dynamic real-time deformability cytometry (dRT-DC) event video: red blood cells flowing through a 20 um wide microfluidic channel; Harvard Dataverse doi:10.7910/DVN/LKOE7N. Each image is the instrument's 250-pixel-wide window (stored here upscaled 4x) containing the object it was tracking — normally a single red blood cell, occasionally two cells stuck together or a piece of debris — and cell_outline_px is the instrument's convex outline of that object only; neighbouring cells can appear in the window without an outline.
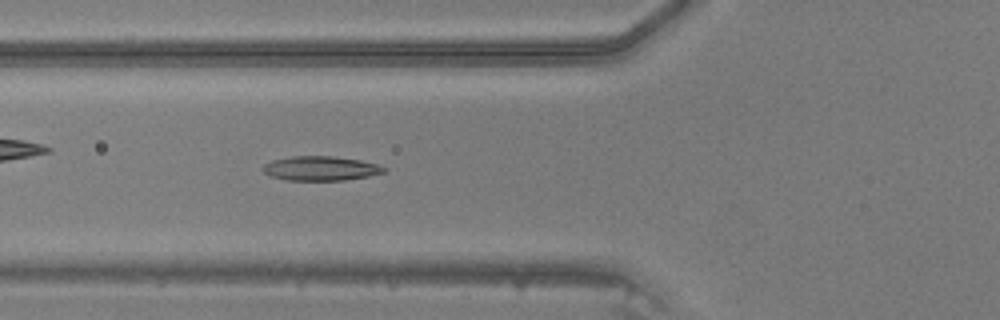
{"species": "common noctule bat (a hibernating species)", "species_latin": "Nyctalus noctula", "temperature_condition": "warm", "stored_images_in_passage": 22, "camera_frame_rate_fps": 3000, "um_per_image_px": 0.085, "animal": {"sex": "male", "body_mass_g": 20.5, "forearm_length_mm": 52.5}, "frame": {"image": 1, "passage_image": 4, "time_ms": 1.0, "image_size_px": [1000, 320], "cell_outline_px": [[388, 168], [384, 172], [368, 176], [344, 180], [288, 180], [268, 176], [260, 168], [264, 164], [272, 160], [292, 156], [332, 156], [360, 160], [376, 164]], "centroid_in_image_um": [27.21, 14.31], "position_along_channel_um": 98.6, "area_um2": 17.22}}
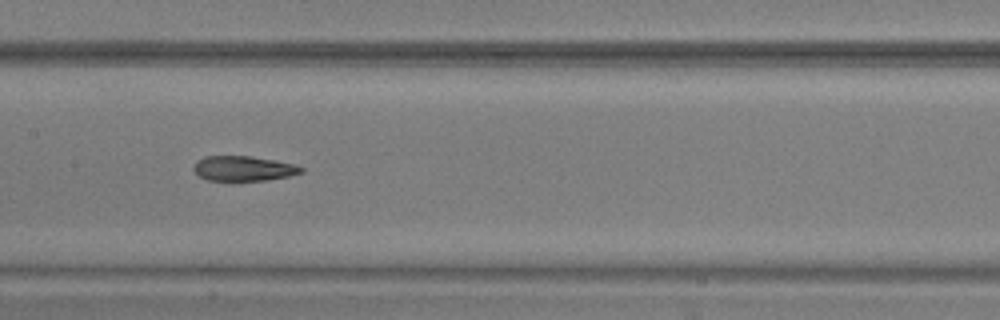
{"frame": {"image": 2, "passage_image": 10, "time_ms": 3.0, "image_size_px": [1000, 320], "cell_outline_px": [[304, 172], [288, 176], [268, 180], [232, 184], [208, 180], [200, 176], [192, 168], [196, 160], [204, 156], [252, 156], [292, 164], [304, 168]], "centroid_in_image_um": [20.64, 14.37], "position_along_channel_um": 186.8, "area_um2": 16.36}}
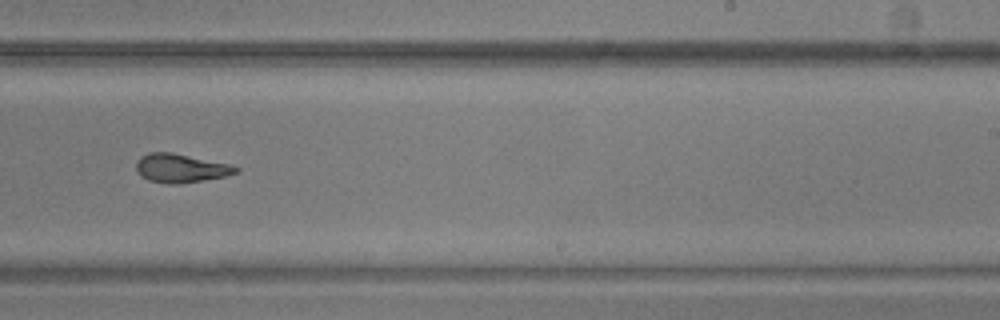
{"frame": {"image": 3, "passage_image": 16, "time_ms": 5.0, "image_size_px": [1000, 320], "cell_outline_px": [[240, 172], [228, 176], [180, 184], [172, 184], [148, 180], [140, 176], [136, 168], [136, 160], [140, 156], [148, 152], [172, 152], [228, 164], [240, 168]], "centroid_in_image_um": [15.36, 14.3], "position_along_channel_um": 273.6, "area_um2": 16.82}}